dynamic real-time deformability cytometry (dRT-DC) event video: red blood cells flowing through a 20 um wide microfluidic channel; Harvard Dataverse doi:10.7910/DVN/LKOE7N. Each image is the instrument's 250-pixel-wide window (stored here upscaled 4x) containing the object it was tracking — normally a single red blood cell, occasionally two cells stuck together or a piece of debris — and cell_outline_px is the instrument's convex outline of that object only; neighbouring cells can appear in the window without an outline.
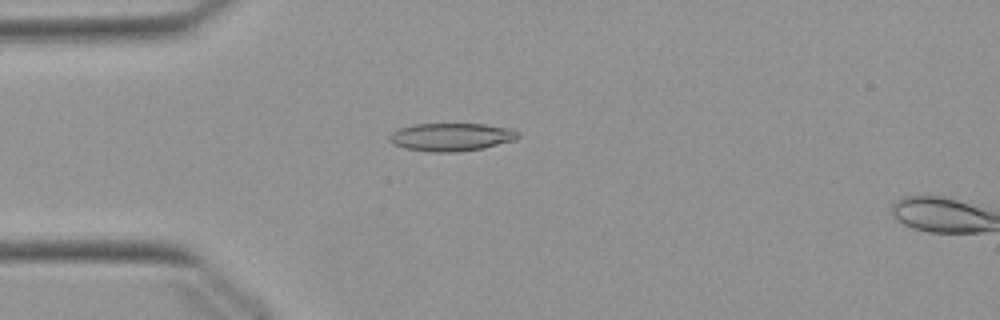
{"species": "Egyptian fruit bat (a non-hibernating species)", "species_latin": "Rousettus aegyptiacus", "temperature_condition": "warm", "stored_images_in_passage": 16, "camera_frame_rate_fps": 3000, "um_per_image_px": 0.085, "animal": {"sex": "female"}, "frame": {"image": 1, "passage_image": 14, "time_ms": 4.333, "image_size_px": [1000, 320], "cell_outline_px": [[520, 136], [516, 140], [484, 148], [456, 152], [432, 152], [404, 148], [392, 144], [388, 140], [388, 136], [392, 132], [400, 128], [412, 124], [484, 124], [508, 128], [520, 132]], "centroid_in_image_um": [38.35, 11.65], "position_along_channel_um": 46.7, "area_um2": 21.15}}